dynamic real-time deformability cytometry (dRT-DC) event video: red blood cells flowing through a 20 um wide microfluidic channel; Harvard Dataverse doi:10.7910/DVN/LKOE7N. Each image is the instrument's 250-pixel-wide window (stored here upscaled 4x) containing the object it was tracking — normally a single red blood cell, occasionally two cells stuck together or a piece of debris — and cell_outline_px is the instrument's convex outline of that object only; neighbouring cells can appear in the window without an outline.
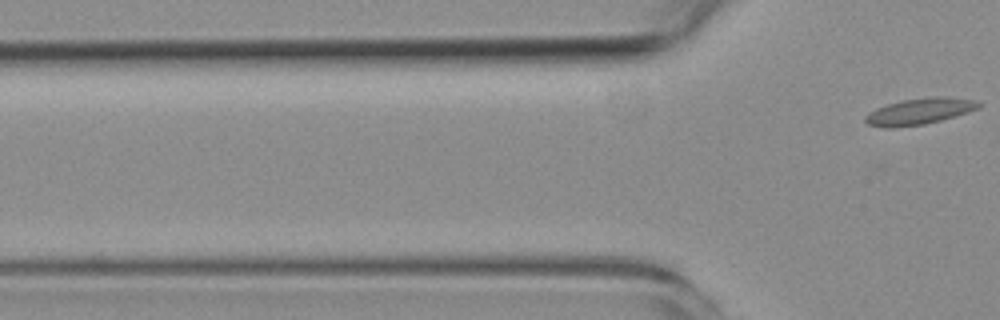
{"species": "common noctule bat (a hibernating species)", "species_latin": "Nyctalus noctula", "temperature_condition": "room temperature", "stored_images_in_passage": 2, "camera_frame_rate_fps": 3000, "um_per_image_px": 0.085, "animal": {"sex": "female", "body_mass_g": 19.3, "forearm_length_mm": 54.1}, "frame": {"image": 1, "passage_image": 2, "time_ms": 1.333, "image_size_px": [1000, 320], "cell_outline_px": [[980, 108], [956, 116], [924, 124], [892, 128], [884, 128], [868, 124], [864, 120], [864, 116], [868, 112], [876, 108], [900, 100], [932, 96], [948, 96], [976, 100], [980, 104]], "centroid_in_image_um": [78.15, 9.45], "position_along_channel_um": 47.7, "area_um2": 17.57}}